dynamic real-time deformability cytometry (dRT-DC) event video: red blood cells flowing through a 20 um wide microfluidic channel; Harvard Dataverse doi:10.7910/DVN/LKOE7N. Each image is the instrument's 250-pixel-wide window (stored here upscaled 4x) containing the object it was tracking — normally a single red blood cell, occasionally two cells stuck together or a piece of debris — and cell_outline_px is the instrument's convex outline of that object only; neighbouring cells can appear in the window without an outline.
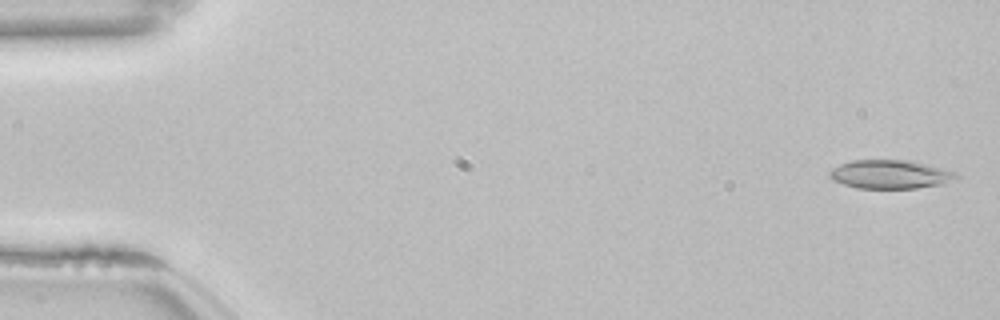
{"species": "common noctule bat (a hibernating species)", "species_latin": "Nyctalus noctula", "temperature_condition": "room temperature", "stored_images_in_passage": 54, "camera_frame_rate_fps": 3000, "um_per_image_px": 0.085, "animal": {"sex": "female", "body_mass_g": 22.7, "forearm_length_mm": 54.2}, "frame": {"image": 1, "passage_image": 2, "time_ms": 0.333, "image_size_px": [1000, 320], "cell_outline_px": [[960, 176], [944, 184], [916, 188], [856, 188], [832, 180], [828, 176], [828, 172], [832, 168], [840, 164], [852, 160], [904, 160], [924, 164], [956, 172]], "centroid_in_image_um": [75.62, 14.82], "position_along_channel_um": 9.4, "area_um2": 21.04}}
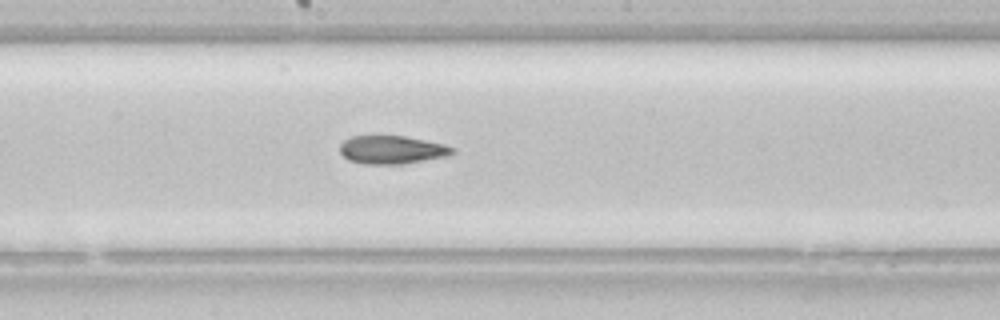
{"frame": {"image": 2, "passage_image": 29, "time_ms": 9.333, "image_size_px": [1000, 320], "cell_outline_px": [[456, 152], [448, 156], [400, 164], [364, 164], [348, 160], [340, 152], [340, 144], [344, 140], [352, 136], [404, 136], [444, 144], [456, 148]], "centroid_in_image_um": [33.32, 12.73], "position_along_channel_um": 214.9, "area_um2": 18.5}}
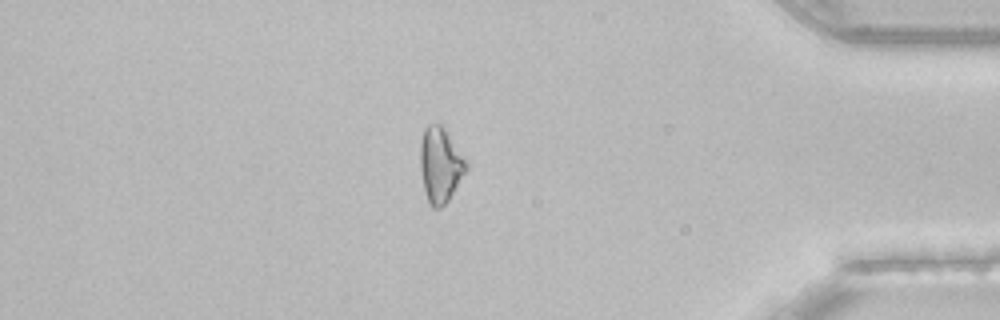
{"frame": {"image": 3, "passage_image": 46, "time_ms": 15.0, "image_size_px": [1000, 320], "cell_outline_px": [[468, 168], [448, 200], [440, 208], [432, 208], [428, 204], [424, 192], [420, 172], [420, 144], [424, 128], [428, 124], [440, 124], [444, 128], [468, 160]], "centroid_in_image_um": [37.42, 14.02], "position_along_channel_um": 397.8, "area_um2": 20.4}, "authors_computed_cell_mechanics": {"area_um2": 20.4323, "velocity_mm_per_s": 3.8537, "shape_relaxation_time_tau1_ms": null, "shape_relaxation_time_tau2_ms": 6.6081, "deformation_change_tau1": null, "deformation_change_tau2": 0.1232}}